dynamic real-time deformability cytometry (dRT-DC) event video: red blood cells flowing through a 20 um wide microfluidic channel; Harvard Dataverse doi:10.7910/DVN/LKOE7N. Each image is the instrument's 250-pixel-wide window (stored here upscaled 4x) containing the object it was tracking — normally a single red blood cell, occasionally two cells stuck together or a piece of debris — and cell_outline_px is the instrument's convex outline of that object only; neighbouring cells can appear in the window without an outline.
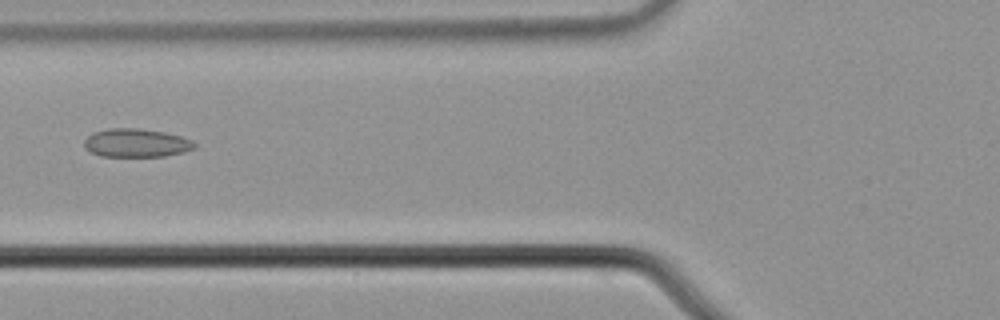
{"species": "common noctule bat (a hibernating species)", "species_latin": "Nyctalus noctula", "temperature_condition": "cold", "stored_images_in_passage": 6, "camera_frame_rate_fps": 3000, "um_per_image_px": 0.085, "animal": {"sex": "male", "body_mass_g": 21.5, "forearm_length_mm": 52.0}, "frame": {"image": 1, "passage_image": 6, "time_ms": 1.667, "image_size_px": [1000, 320], "cell_outline_px": [[196, 148], [184, 152], [164, 156], [100, 156], [84, 148], [84, 140], [92, 132], [108, 128], [136, 128], [164, 132], [180, 136], [192, 140], [196, 144]], "centroid_in_image_um": [11.57, 12.14], "position_along_channel_um": 114.2, "area_um2": 18.32}}